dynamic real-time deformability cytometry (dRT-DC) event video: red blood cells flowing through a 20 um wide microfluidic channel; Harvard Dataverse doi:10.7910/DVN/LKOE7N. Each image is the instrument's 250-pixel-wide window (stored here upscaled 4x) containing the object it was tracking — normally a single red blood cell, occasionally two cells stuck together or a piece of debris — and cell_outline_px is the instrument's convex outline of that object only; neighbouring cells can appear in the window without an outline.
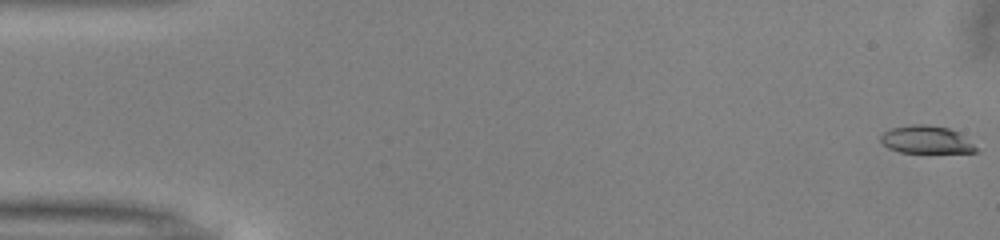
{"species": "common noctule bat (a hibernating species)", "species_latin": "Nyctalus noctula", "temperature_condition": "warm", "stored_images_in_passage": 47, "camera_frame_rate_fps": 3000, "um_per_image_px": 0.085, "animal": {"sex": "male", "body_mass_g": 13.0, "forearm_length_mm": 53.1}, "frame": {"image": 1, "passage_image": 1, "time_ms": 0.0, "image_size_px": [1000, 240], "cell_outline_px": [[980, 148], [976, 152], [900, 152], [888, 148], [880, 140], [880, 136], [884, 132], [892, 128], [912, 124], [924, 124], [948, 128], [960, 132]], "centroid_in_image_um": [78.78, 11.87], "position_along_channel_um": 6.2, "area_um2": 15.43}}
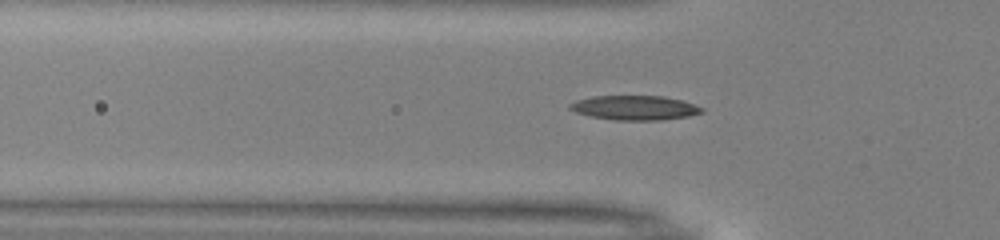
{"frame": {"image": 2, "passage_image": 17, "time_ms": 5.333, "image_size_px": [1000, 240], "cell_outline_px": [[704, 112], [688, 116], [660, 120], [616, 120], [592, 116], [576, 112], [568, 108], [568, 104], [576, 100], [592, 96], [664, 96], [684, 100], [704, 108]], "centroid_in_image_um": [53.97, 9.15], "position_along_channel_um": 71.8, "area_um2": 18.84}}
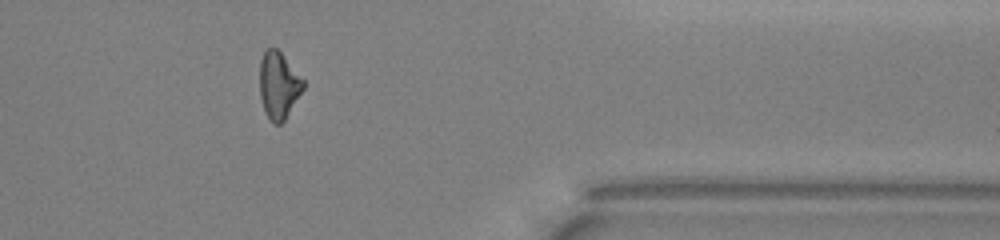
{"frame": {"image": 3, "passage_image": 42, "time_ms": 13.667, "image_size_px": [1000, 240], "cell_outline_px": [[304, 88], [284, 120], [280, 124], [276, 124], [268, 116], [264, 108], [260, 96], [260, 60], [264, 52], [272, 44], [280, 52], [304, 80]], "centroid_in_image_um": [23.68, 7.2], "position_along_channel_um": 387.7, "area_um2": 16.65}, "authors_computed_cell_mechanics": {"area_um2": 17.34, "velocity_mm_per_s": 4.0476, "shape_relaxation_time_tau1_ms": 5.9735, "shape_relaxation_time_tau2_ms": 6.027, "deformation_change_tau1": 0.1776, "deformation_change_tau2": 0.162}}